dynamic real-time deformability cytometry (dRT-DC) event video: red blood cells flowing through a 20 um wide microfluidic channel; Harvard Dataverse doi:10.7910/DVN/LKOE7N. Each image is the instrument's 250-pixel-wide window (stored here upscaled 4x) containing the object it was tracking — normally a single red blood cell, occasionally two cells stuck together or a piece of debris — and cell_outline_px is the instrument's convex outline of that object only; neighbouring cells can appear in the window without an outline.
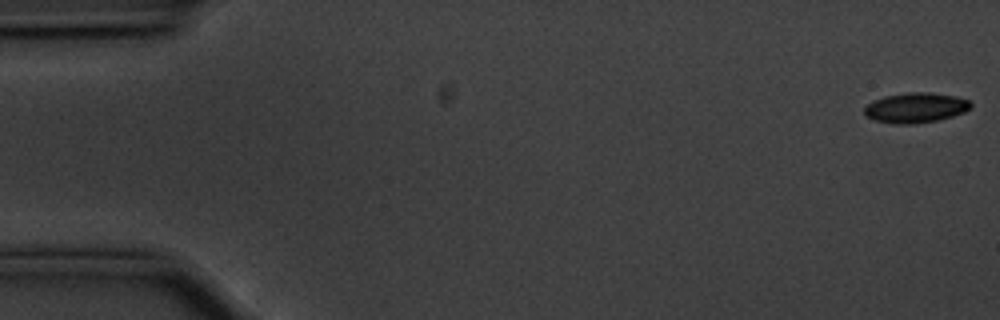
{"species": "common noctule bat (a hibernating species)", "species_latin": "Nyctalus noctula", "temperature_condition": "cold", "stored_images_in_passage": 56, "camera_frame_rate_fps": 3000, "um_per_image_px": 0.085, "animal": {"sex": "male", "body_mass_g": 20.1, "forearm_length_mm": 53.5}, "frame": {"image": 1, "passage_image": 1, "time_ms": 0.0, "image_size_px": [1000, 320], "cell_outline_px": [[972, 108], [964, 112], [952, 116], [936, 120], [912, 124], [896, 124], [876, 120], [868, 116], [864, 112], [864, 108], [872, 100], [884, 96], [908, 92], [928, 92], [956, 96], [968, 100], [972, 104]], "centroid_in_image_um": [77.84, 9.14], "position_along_channel_um": 7.2, "area_um2": 18.55}}
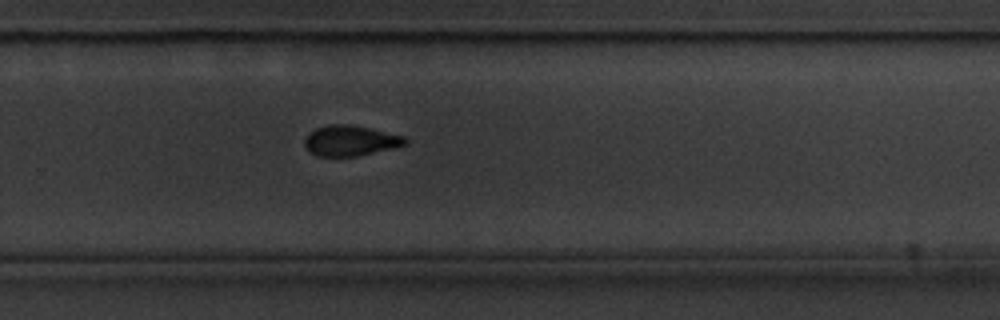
{"frame": {"image": 2, "passage_image": 37, "time_ms": 12.0, "image_size_px": [1000, 320], "cell_outline_px": [[408, 144], [396, 148], [356, 156], [316, 156], [308, 152], [304, 144], [304, 140], [316, 128], [328, 124], [348, 124], [368, 128], [404, 136], [408, 140]], "centroid_in_image_um": [29.8, 11.97], "position_along_channel_um": 300.0, "area_um2": 17.86}}
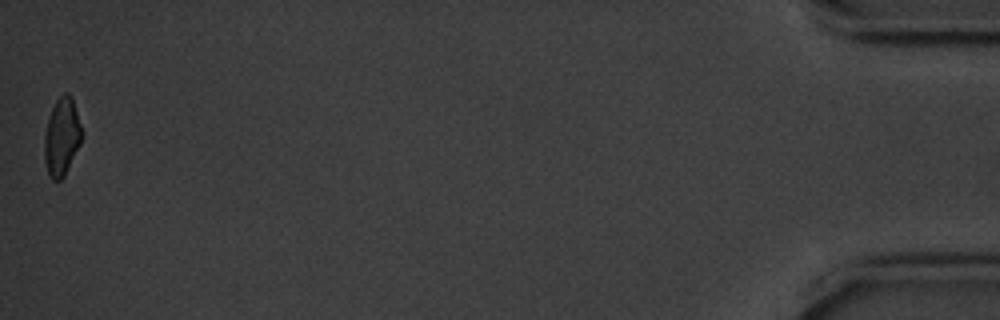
{"frame": {"image": 3, "passage_image": 56, "time_ms": 18.333, "image_size_px": [1000, 320], "cell_outline_px": [[84, 132], [80, 144], [64, 176], [60, 180], [52, 180], [48, 172], [44, 160], [44, 132], [52, 108], [56, 100], [64, 92], [68, 92], [72, 96]], "centroid_in_image_um": [5.27, 11.6], "position_along_channel_um": 429.9, "area_um2": 17.17}, "authors_computed_cell_mechanics": {"area_um2": 18.6694, "velocity_mm_per_s": 3.555, "shape_relaxation_time_tau1_ms": 3.143, "shape_relaxation_time_tau2_ms": null, "deformation_change_tau1": 0.0869, "deformation_change_tau2": null}}